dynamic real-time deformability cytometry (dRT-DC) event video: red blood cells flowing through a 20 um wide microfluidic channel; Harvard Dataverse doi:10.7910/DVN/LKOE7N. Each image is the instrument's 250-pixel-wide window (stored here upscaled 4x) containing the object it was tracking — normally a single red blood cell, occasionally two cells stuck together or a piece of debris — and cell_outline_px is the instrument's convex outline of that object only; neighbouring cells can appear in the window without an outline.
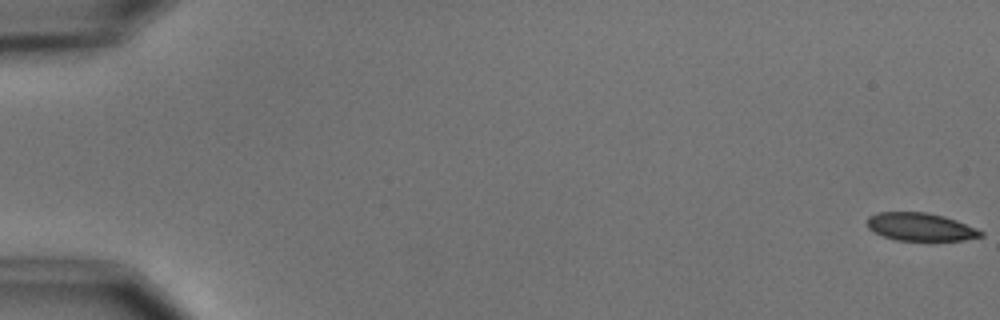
{"species": "common noctule bat (a hibernating species)", "species_latin": "Nyctalus noctula", "temperature_condition": "cold", "stored_images_in_passage": 6, "camera_frame_rate_fps": 3000, "um_per_image_px": 0.085, "animal": {"sex": "male", "body_mass_g": 15.6}, "frame": {"image": 1, "passage_image": 1, "time_ms": 0.0, "image_size_px": [1000, 320], "cell_outline_px": [[984, 236], [964, 240], [896, 240], [884, 236], [868, 228], [868, 216], [880, 212], [928, 212], [944, 216], [956, 220], [976, 228], [984, 232]], "centroid_in_image_um": [78.27, 19.28], "position_along_channel_um": 6.7, "area_um2": 18.38}}
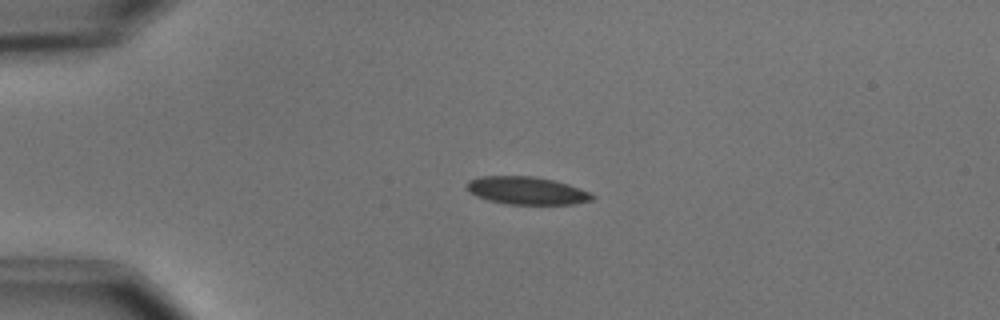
{"frame": {"image": 2, "passage_image": 4, "time_ms": 4.333, "image_size_px": [1000, 320], "cell_outline_px": [[596, 196], [592, 200], [572, 204], [508, 204], [488, 200], [476, 196], [468, 192], [464, 188], [464, 184], [468, 180], [480, 176], [532, 176], [552, 180], [568, 184], [588, 192]], "centroid_in_image_um": [44.69, 16.2], "position_along_channel_um": 40.3, "area_um2": 20.35}}